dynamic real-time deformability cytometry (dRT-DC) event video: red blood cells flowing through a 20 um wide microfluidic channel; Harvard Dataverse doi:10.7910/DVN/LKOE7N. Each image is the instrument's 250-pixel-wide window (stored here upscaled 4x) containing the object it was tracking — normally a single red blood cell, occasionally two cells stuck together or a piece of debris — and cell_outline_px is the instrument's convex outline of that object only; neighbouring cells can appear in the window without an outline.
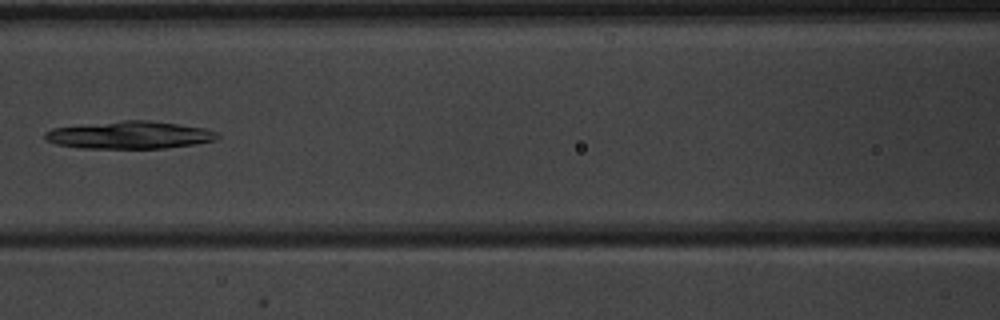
{"species": "common noctule bat (a hibernating species)", "species_latin": "Nyctalus noctula", "temperature_condition": "warm", "stored_images_in_passage": 6, "camera_frame_rate_fps": 3000, "um_per_image_px": 0.085, "animal": {"sex": "male", "body_mass_g": 20.1, "forearm_length_mm": 53.5}, "frame": {"image": 1, "passage_image": 6, "time_ms": 6.0, "image_size_px": [1000, 320], "cell_outline_px": [[220, 136], [216, 140], [196, 144], [164, 148], [80, 148], [56, 144], [48, 140], [44, 136], [44, 132], [52, 128], [120, 120], [148, 120], [204, 128], [220, 132]], "centroid_in_image_um": [11.05, 11.47], "position_along_channel_um": 155.6, "area_um2": 27.69}}